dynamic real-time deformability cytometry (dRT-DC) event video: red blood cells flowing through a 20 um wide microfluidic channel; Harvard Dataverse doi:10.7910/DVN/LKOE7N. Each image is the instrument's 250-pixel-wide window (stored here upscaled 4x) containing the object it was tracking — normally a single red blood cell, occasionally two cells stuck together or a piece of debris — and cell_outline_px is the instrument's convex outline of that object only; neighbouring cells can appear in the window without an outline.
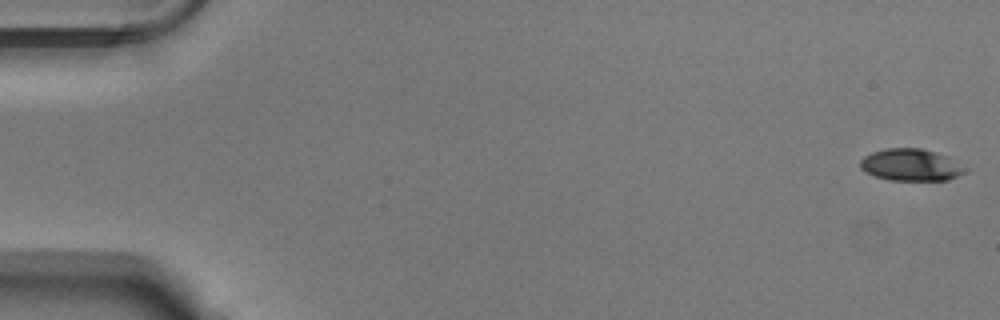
{"species": "Egyptian fruit bat (a non-hibernating species)", "species_latin": "Rousettus aegyptiacus", "temperature_condition": "warm", "stored_images_in_passage": 54, "camera_frame_rate_fps": 3000, "um_per_image_px": 0.085, "animal": {"sex": "male"}, "frame": {"image": 1, "passage_image": 1, "time_ms": 0.0, "image_size_px": [1000, 320], "cell_outline_px": [[964, 172], [948, 180], [892, 180], [876, 176], [860, 168], [860, 160], [864, 156], [872, 152], [888, 148], [920, 148], [936, 152], [944, 156]], "centroid_in_image_um": [77.29, 14.01], "position_along_channel_um": 7.7, "area_um2": 18.67}}
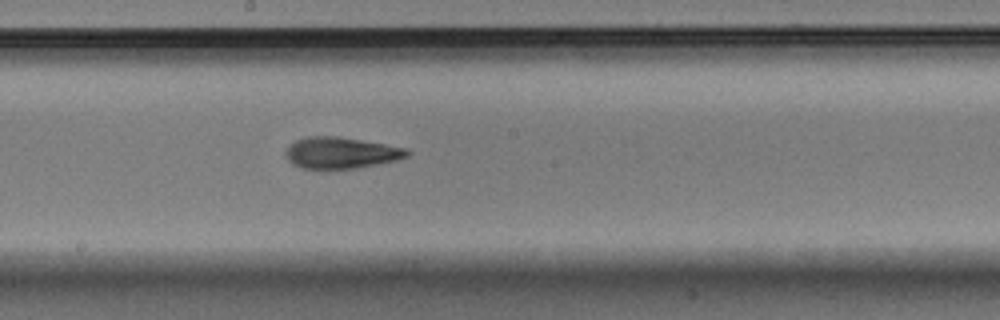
{"frame": {"image": 2, "passage_image": 30, "time_ms": 9.667, "image_size_px": [1000, 320], "cell_outline_px": [[412, 152], [408, 156], [396, 160], [356, 168], [320, 172], [300, 168], [292, 164], [288, 160], [288, 148], [296, 140], [308, 136], [336, 136], [408, 148]], "centroid_in_image_um": [28.98, 13.04], "position_along_channel_um": 219.2, "area_um2": 22.6}}
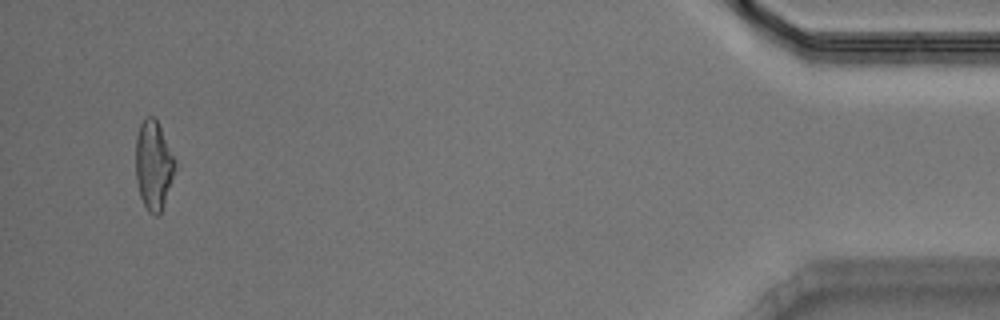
{"frame": {"image": 3, "passage_image": 52, "time_ms": 17.0, "image_size_px": [1000, 320], "cell_outline_px": [[176, 160], [172, 176], [160, 212], [156, 216], [148, 212], [140, 196], [136, 180], [136, 136], [140, 124], [144, 116], [156, 116]], "centroid_in_image_um": [13.02, 13.95], "position_along_channel_um": 422.2, "area_um2": 20.23}, "authors_computed_cell_mechanics": {"area_um2": 21.4149, "velocity_mm_per_s": 3.7951, "shape_relaxation_time_tau1_ms": 2.9921, "shape_relaxation_time_tau2_ms": 2.4437, "deformation_change_tau1": 0.1525, "deformation_change_tau2": 0.1232}}